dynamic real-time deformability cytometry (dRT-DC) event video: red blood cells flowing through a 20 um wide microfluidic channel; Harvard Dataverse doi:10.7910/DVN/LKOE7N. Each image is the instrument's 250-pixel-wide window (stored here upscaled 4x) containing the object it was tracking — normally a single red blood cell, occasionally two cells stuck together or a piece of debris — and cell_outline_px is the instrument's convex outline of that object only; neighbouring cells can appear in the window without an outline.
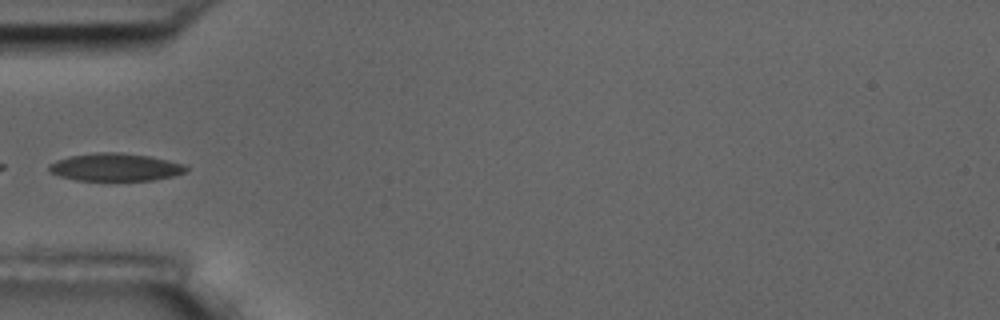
{"species": "common noctule bat (a hibernating species)", "species_latin": "Nyctalus noctula", "temperature_condition": "room temperature", "stored_images_in_passage": 2, "camera_frame_rate_fps": 3000, "um_per_image_px": 0.085, "animal": {"sex": "male", "body_mass_g": 17.5, "forearm_length_mm": 52.3}, "frame": {"image": 1, "passage_image": 2, "time_ms": 1.0, "image_size_px": [1000, 320], "cell_outline_px": [[188, 172], [172, 176], [152, 180], [76, 180], [60, 176], [48, 172], [48, 164], [56, 160], [68, 156], [96, 152], [120, 152], [152, 156], [184, 164], [188, 168]], "centroid_in_image_um": [9.79, 14.2], "position_along_channel_um": 75.2, "area_um2": 22.37}}